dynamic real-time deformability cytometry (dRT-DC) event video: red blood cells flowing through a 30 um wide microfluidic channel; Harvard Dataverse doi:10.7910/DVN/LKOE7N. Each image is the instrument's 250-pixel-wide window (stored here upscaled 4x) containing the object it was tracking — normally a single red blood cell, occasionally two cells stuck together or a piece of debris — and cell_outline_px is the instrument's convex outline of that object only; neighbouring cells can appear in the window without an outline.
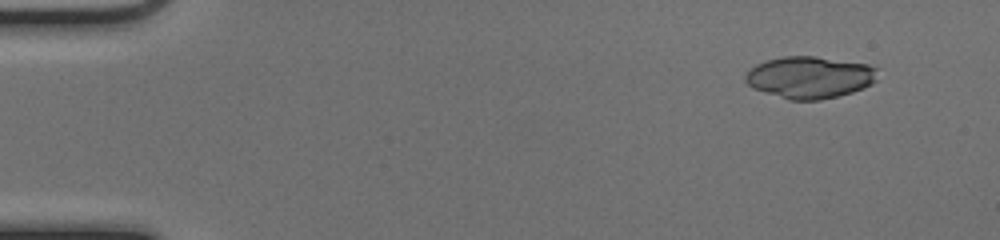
{"species": "common noctule bat (a hibernating species)", "species_latin": "Nyctalus noctula", "temperature_condition": "cold", "stored_images_in_passage": 51, "camera_frame_rate_fps": 3000, "um_per_image_px": 0.085, "animal": {"sex": "female", "body_mass_g": 17.0, "forearm_length_mm": 48.0}, "frame": {"image": 1, "passage_image": 5, "time_ms": 1.333, "image_size_px": [1000, 240], "cell_outline_px": [[876, 80], [872, 84], [864, 88], [852, 92], [820, 100], [788, 100], [752, 88], [744, 80], [744, 76], [756, 64], [768, 60], [784, 56], [816, 56], [868, 64], [876, 68]], "centroid_in_image_um": [68.82, 6.57], "position_along_channel_um": 16.2, "area_um2": 32.31}}
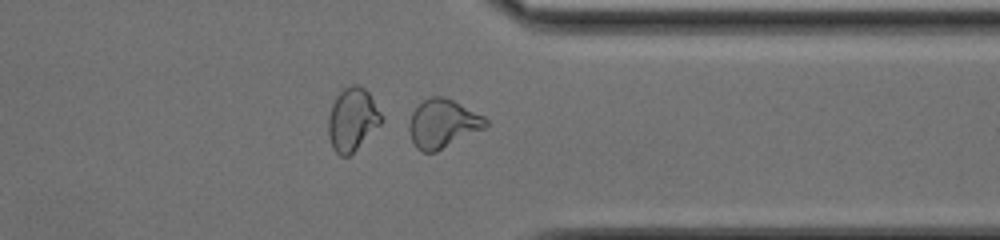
{"frame": {"image": 2, "passage_image": 41, "time_ms": 13.333, "image_size_px": [1000, 240], "cell_outline_px": [[488, 124], [484, 128], [436, 152], [424, 152], [416, 148], [412, 140], [408, 128], [408, 124], [412, 112], [424, 100], [432, 96], [444, 96], [484, 116], [488, 120]], "centroid_in_image_um": [37.62, 10.51], "position_along_channel_um": 373.8, "area_um2": 21.44}}